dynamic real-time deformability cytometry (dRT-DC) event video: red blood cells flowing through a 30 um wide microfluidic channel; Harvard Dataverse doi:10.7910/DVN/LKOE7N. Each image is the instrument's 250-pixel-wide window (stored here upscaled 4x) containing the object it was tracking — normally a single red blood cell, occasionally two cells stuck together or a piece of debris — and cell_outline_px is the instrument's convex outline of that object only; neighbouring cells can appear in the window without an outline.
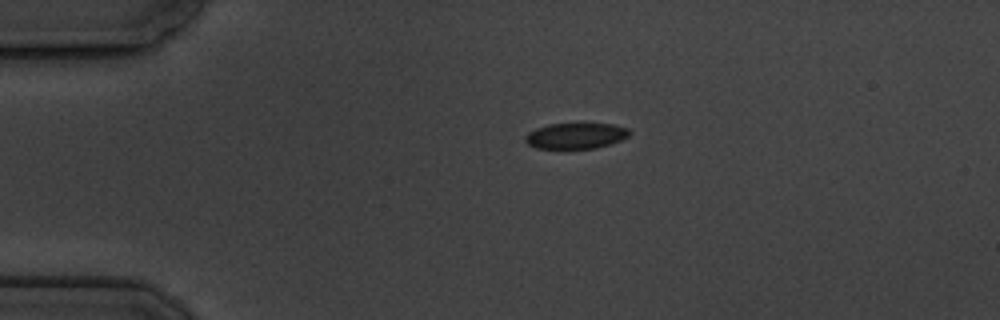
{"species": "common noctule bat (a hibernating species)", "species_latin": "Nyctalus noctula", "temperature_condition": "cold", "stored_images_in_passage": 12, "camera_frame_rate_fps": 3000, "um_per_image_px": 0.085, "animal": {"sex": "male", "body_mass_g": 19.5, "forearm_length_mm": 54.6}, "frame": {"image": 1, "passage_image": 1, "time_ms": 0.0, "image_size_px": [1000, 320], "cell_outline_px": [[632, 132], [628, 136], [620, 140], [596, 148], [536, 148], [528, 144], [524, 140], [524, 136], [528, 132], [536, 128], [548, 124], [616, 124], [628, 128]], "centroid_in_image_um": [48.93, 11.53], "position_along_channel_um": 36.1, "area_um2": 15.61}}
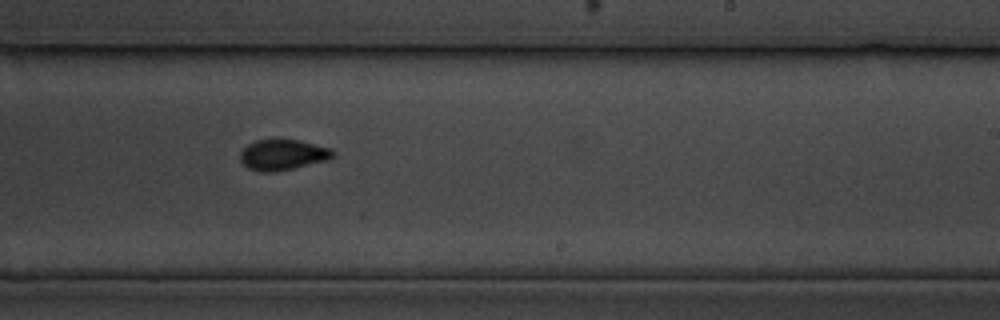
{"frame": {"image": 2, "passage_image": 7, "time_ms": 7.667, "image_size_px": [1000, 320], "cell_outline_px": [[336, 156], [328, 160], [276, 172], [260, 172], [248, 168], [240, 160], [240, 152], [248, 144], [256, 140], [300, 140], [332, 148], [336, 152]], "centroid_in_image_um": [24.08, 13.16], "position_along_channel_um": 264.9, "area_um2": 16.7}}
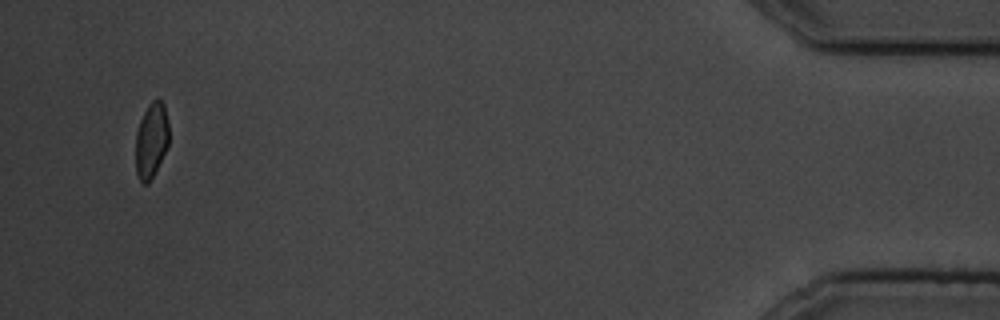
{"frame": {"image": 3, "passage_image": 12, "time_ms": 14.333, "image_size_px": [1000, 320], "cell_outline_px": [[168, 144], [148, 184], [144, 184], [140, 180], [136, 172], [136, 132], [140, 120], [148, 104], [156, 96], [164, 104], [168, 124]], "centroid_in_image_um": [12.85, 11.87], "position_along_channel_um": 422.4, "area_um2": 14.39}, "authors_computed_cell_mechanics": {"area_um2": 16.5886, "velocity_mm_per_s": 3.497, "shape_relaxation_time_tau1_ms": 3.6209, "shape_relaxation_time_tau2_ms": null, "deformation_change_tau1": 0.0738, "deformation_change_tau2": null}}